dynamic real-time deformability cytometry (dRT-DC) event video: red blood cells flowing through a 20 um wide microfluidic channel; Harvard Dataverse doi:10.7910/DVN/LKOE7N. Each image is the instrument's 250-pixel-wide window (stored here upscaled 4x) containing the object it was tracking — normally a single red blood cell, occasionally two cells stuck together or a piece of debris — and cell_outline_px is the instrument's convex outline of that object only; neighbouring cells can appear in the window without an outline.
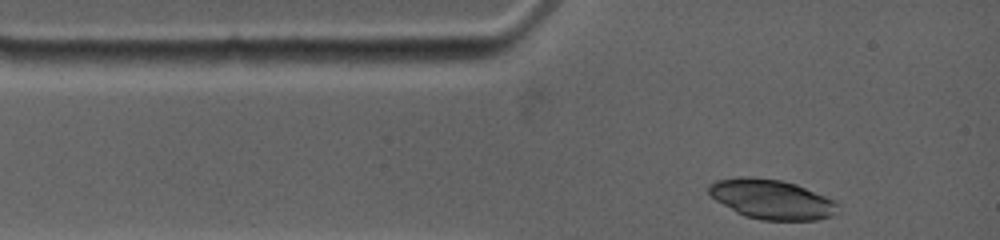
{"species": "common noctule bat (a hibernating species)", "species_latin": "Nyctalus noctula", "temperature_condition": "warm", "stored_images_in_passage": 11, "camera_frame_rate_fps": 4500, "um_per_image_px": 0.085, "animal": {"sex": "female", "body_mass_g": 19.0, "forearm_length_mm": 53.3}, "frame": {"image": 1, "passage_image": 1, "time_ms": 0.0, "image_size_px": [1000, 240], "cell_outline_px": [[836, 204], [832, 216], [816, 220], [760, 220], [744, 216], [736, 212], [716, 200], [708, 192], [708, 184], [716, 180], [740, 176], [752, 176], [780, 180], [796, 184], [836, 200]], "centroid_in_image_um": [65.54, 16.92], "position_along_channel_um": 19.5, "area_um2": 29.77}}